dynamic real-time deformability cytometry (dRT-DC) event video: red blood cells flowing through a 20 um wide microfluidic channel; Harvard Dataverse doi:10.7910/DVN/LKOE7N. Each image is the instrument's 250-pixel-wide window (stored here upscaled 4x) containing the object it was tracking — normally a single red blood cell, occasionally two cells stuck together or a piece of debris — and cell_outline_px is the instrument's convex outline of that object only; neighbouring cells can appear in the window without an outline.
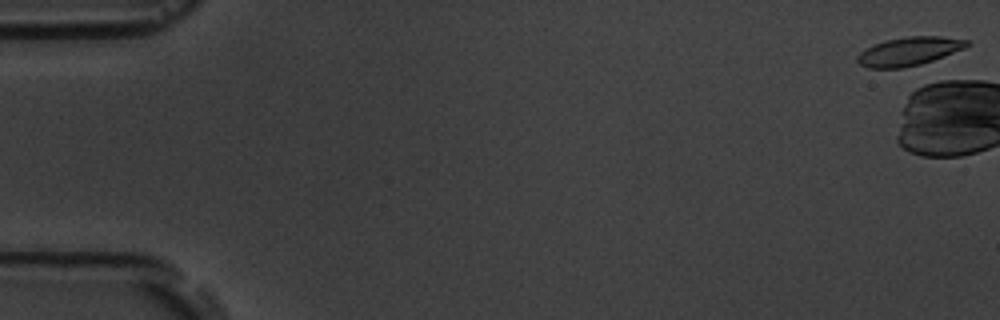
{"species": "common noctule bat (a hibernating species)", "species_latin": "Nyctalus noctula", "temperature_condition": "room temperature", "stored_images_in_passage": 6, "camera_frame_rate_fps": 3000, "um_per_image_px": 0.085, "animal": {"sex": "male", "body_mass_g": 19.5, "forearm_length_mm": 54.6}, "frame": {"image": 1, "passage_image": 1, "time_ms": 0.0, "image_size_px": [1000, 320], "cell_outline_px": [[972, 44], [964, 48], [944, 56], [920, 64], [904, 68], [868, 68], [860, 64], [856, 60], [856, 56], [860, 52], [884, 40], [908, 36], [940, 36], [968, 40]], "centroid_in_image_um": [77.27, 4.36], "position_along_channel_um": 7.7, "area_um2": 18.15}}